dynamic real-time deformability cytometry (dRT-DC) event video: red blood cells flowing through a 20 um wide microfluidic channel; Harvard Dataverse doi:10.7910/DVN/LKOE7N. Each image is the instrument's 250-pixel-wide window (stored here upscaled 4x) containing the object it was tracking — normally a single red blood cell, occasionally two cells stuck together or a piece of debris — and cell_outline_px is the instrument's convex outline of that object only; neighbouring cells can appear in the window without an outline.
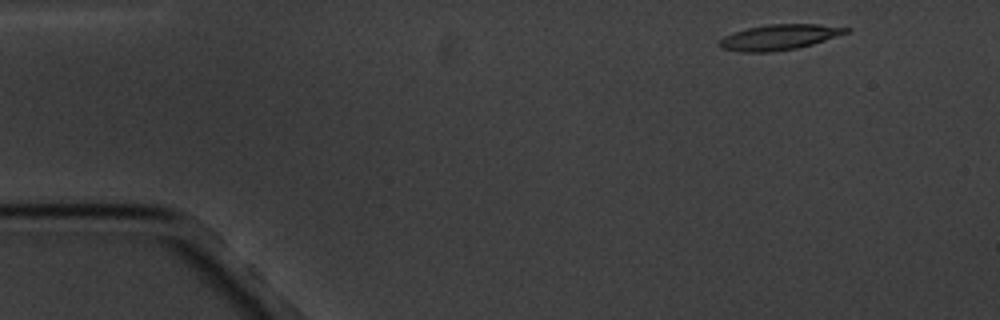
{"species": "common noctule bat (a hibernating species)", "species_latin": "Nyctalus noctula", "temperature_condition": "cold", "stored_images_in_passage": 4, "camera_frame_rate_fps": 3000, "um_per_image_px": 0.085, "animal": {"sex": "male", "body_mass_g": 20.1, "forearm_length_mm": 53.5}, "frame": {"image": 1, "passage_image": 1, "time_ms": 0.0, "image_size_px": [1000, 320], "cell_outline_px": [[852, 28], [848, 32], [812, 44], [796, 48], [772, 52], [740, 52], [720, 48], [716, 44], [724, 36], [748, 28], [768, 24], [820, 24]], "centroid_in_image_um": [66.2, 3.16], "position_along_channel_um": 18.8, "area_um2": 18.67}}
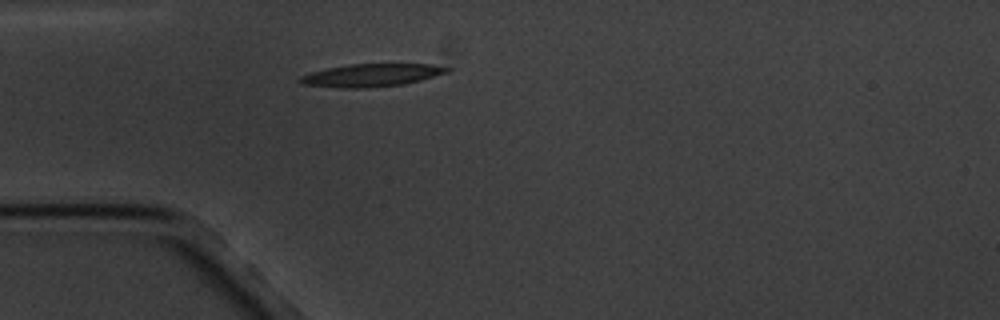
{"frame": {"image": 2, "passage_image": 4, "time_ms": 3.333, "image_size_px": [1000, 320], "cell_outline_px": [[452, 68], [448, 72], [420, 80], [404, 84], [368, 88], [340, 88], [304, 84], [296, 80], [300, 76], [312, 72], [328, 68], [348, 64], [432, 64]], "centroid_in_image_um": [31.57, 6.39], "position_along_channel_um": 53.4, "area_um2": 19.48}}